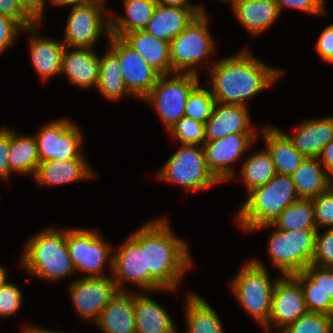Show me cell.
Masks as SVG:
<instances>
[{
    "label": "cell",
    "mask_w": 333,
    "mask_h": 333,
    "mask_svg": "<svg viewBox=\"0 0 333 333\" xmlns=\"http://www.w3.org/2000/svg\"><path fill=\"white\" fill-rule=\"evenodd\" d=\"M207 67L215 101L239 106H246L248 99L268 88L283 74L255 58L247 49Z\"/></svg>",
    "instance_id": "1"
},
{
    "label": "cell",
    "mask_w": 333,
    "mask_h": 333,
    "mask_svg": "<svg viewBox=\"0 0 333 333\" xmlns=\"http://www.w3.org/2000/svg\"><path fill=\"white\" fill-rule=\"evenodd\" d=\"M94 1H97V0H48V2L50 4L55 5V6L73 5L72 7L85 5V4L94 2Z\"/></svg>",
    "instance_id": "52"
},
{
    "label": "cell",
    "mask_w": 333,
    "mask_h": 333,
    "mask_svg": "<svg viewBox=\"0 0 333 333\" xmlns=\"http://www.w3.org/2000/svg\"><path fill=\"white\" fill-rule=\"evenodd\" d=\"M173 74V78L171 74L160 75L156 84L142 99L156 108L167 129L185 116V104L190 92L199 84L198 74Z\"/></svg>",
    "instance_id": "9"
},
{
    "label": "cell",
    "mask_w": 333,
    "mask_h": 333,
    "mask_svg": "<svg viewBox=\"0 0 333 333\" xmlns=\"http://www.w3.org/2000/svg\"><path fill=\"white\" fill-rule=\"evenodd\" d=\"M108 38L109 49L119 58L126 88L132 96L143 99L161 74L120 37L109 35Z\"/></svg>",
    "instance_id": "16"
},
{
    "label": "cell",
    "mask_w": 333,
    "mask_h": 333,
    "mask_svg": "<svg viewBox=\"0 0 333 333\" xmlns=\"http://www.w3.org/2000/svg\"><path fill=\"white\" fill-rule=\"evenodd\" d=\"M40 162L48 160L86 159L81 151L83 135L68 119L54 120L35 136Z\"/></svg>",
    "instance_id": "13"
},
{
    "label": "cell",
    "mask_w": 333,
    "mask_h": 333,
    "mask_svg": "<svg viewBox=\"0 0 333 333\" xmlns=\"http://www.w3.org/2000/svg\"><path fill=\"white\" fill-rule=\"evenodd\" d=\"M312 265L333 268V229H327L322 234L319 230L315 236V251Z\"/></svg>",
    "instance_id": "41"
},
{
    "label": "cell",
    "mask_w": 333,
    "mask_h": 333,
    "mask_svg": "<svg viewBox=\"0 0 333 333\" xmlns=\"http://www.w3.org/2000/svg\"><path fill=\"white\" fill-rule=\"evenodd\" d=\"M286 135L305 158H318L323 147L333 141V116L307 120L292 137Z\"/></svg>",
    "instance_id": "23"
},
{
    "label": "cell",
    "mask_w": 333,
    "mask_h": 333,
    "mask_svg": "<svg viewBox=\"0 0 333 333\" xmlns=\"http://www.w3.org/2000/svg\"><path fill=\"white\" fill-rule=\"evenodd\" d=\"M167 218L145 223V270L149 291H175L193 265L187 243L176 236Z\"/></svg>",
    "instance_id": "2"
},
{
    "label": "cell",
    "mask_w": 333,
    "mask_h": 333,
    "mask_svg": "<svg viewBox=\"0 0 333 333\" xmlns=\"http://www.w3.org/2000/svg\"><path fill=\"white\" fill-rule=\"evenodd\" d=\"M65 47L62 55L61 74L67 76L69 83L79 88L97 87L100 74V56L92 48H79L70 52Z\"/></svg>",
    "instance_id": "19"
},
{
    "label": "cell",
    "mask_w": 333,
    "mask_h": 333,
    "mask_svg": "<svg viewBox=\"0 0 333 333\" xmlns=\"http://www.w3.org/2000/svg\"><path fill=\"white\" fill-rule=\"evenodd\" d=\"M267 151L274 163L275 171L290 176L304 161L305 157L294 147L286 133L274 127L262 130Z\"/></svg>",
    "instance_id": "27"
},
{
    "label": "cell",
    "mask_w": 333,
    "mask_h": 333,
    "mask_svg": "<svg viewBox=\"0 0 333 333\" xmlns=\"http://www.w3.org/2000/svg\"><path fill=\"white\" fill-rule=\"evenodd\" d=\"M307 312L300 283L292 275L282 276L276 279L271 311L268 322L263 326L264 331L269 333L274 324L279 328L275 333H281Z\"/></svg>",
    "instance_id": "15"
},
{
    "label": "cell",
    "mask_w": 333,
    "mask_h": 333,
    "mask_svg": "<svg viewBox=\"0 0 333 333\" xmlns=\"http://www.w3.org/2000/svg\"><path fill=\"white\" fill-rule=\"evenodd\" d=\"M241 166L240 172L247 193L266 185L276 174L271 155L266 148L249 156Z\"/></svg>",
    "instance_id": "35"
},
{
    "label": "cell",
    "mask_w": 333,
    "mask_h": 333,
    "mask_svg": "<svg viewBox=\"0 0 333 333\" xmlns=\"http://www.w3.org/2000/svg\"><path fill=\"white\" fill-rule=\"evenodd\" d=\"M103 239L92 230H66V246L75 271L87 273L84 277H104L106 262L113 270V255L110 256L112 247Z\"/></svg>",
    "instance_id": "10"
},
{
    "label": "cell",
    "mask_w": 333,
    "mask_h": 333,
    "mask_svg": "<svg viewBox=\"0 0 333 333\" xmlns=\"http://www.w3.org/2000/svg\"><path fill=\"white\" fill-rule=\"evenodd\" d=\"M211 90L198 84L191 92L185 104V116L205 123L211 116L215 105Z\"/></svg>",
    "instance_id": "36"
},
{
    "label": "cell",
    "mask_w": 333,
    "mask_h": 333,
    "mask_svg": "<svg viewBox=\"0 0 333 333\" xmlns=\"http://www.w3.org/2000/svg\"><path fill=\"white\" fill-rule=\"evenodd\" d=\"M24 27L16 20L0 14V53L7 49Z\"/></svg>",
    "instance_id": "45"
},
{
    "label": "cell",
    "mask_w": 333,
    "mask_h": 333,
    "mask_svg": "<svg viewBox=\"0 0 333 333\" xmlns=\"http://www.w3.org/2000/svg\"><path fill=\"white\" fill-rule=\"evenodd\" d=\"M317 158H305L290 175L300 199H313L327 190L332 181Z\"/></svg>",
    "instance_id": "30"
},
{
    "label": "cell",
    "mask_w": 333,
    "mask_h": 333,
    "mask_svg": "<svg viewBox=\"0 0 333 333\" xmlns=\"http://www.w3.org/2000/svg\"><path fill=\"white\" fill-rule=\"evenodd\" d=\"M247 195L237 213L238 224L246 232L272 224L285 208L300 199L291 176L279 173L266 185L250 191Z\"/></svg>",
    "instance_id": "4"
},
{
    "label": "cell",
    "mask_w": 333,
    "mask_h": 333,
    "mask_svg": "<svg viewBox=\"0 0 333 333\" xmlns=\"http://www.w3.org/2000/svg\"><path fill=\"white\" fill-rule=\"evenodd\" d=\"M180 147L159 170L158 179L196 192L220 183L209 171L202 146Z\"/></svg>",
    "instance_id": "8"
},
{
    "label": "cell",
    "mask_w": 333,
    "mask_h": 333,
    "mask_svg": "<svg viewBox=\"0 0 333 333\" xmlns=\"http://www.w3.org/2000/svg\"><path fill=\"white\" fill-rule=\"evenodd\" d=\"M322 166H324V170L328 173V178L333 181V141H330L326 146L323 147L319 157L317 158Z\"/></svg>",
    "instance_id": "50"
},
{
    "label": "cell",
    "mask_w": 333,
    "mask_h": 333,
    "mask_svg": "<svg viewBox=\"0 0 333 333\" xmlns=\"http://www.w3.org/2000/svg\"><path fill=\"white\" fill-rule=\"evenodd\" d=\"M257 133H234L202 145L209 171L221 183L235 178L233 163L253 144Z\"/></svg>",
    "instance_id": "14"
},
{
    "label": "cell",
    "mask_w": 333,
    "mask_h": 333,
    "mask_svg": "<svg viewBox=\"0 0 333 333\" xmlns=\"http://www.w3.org/2000/svg\"><path fill=\"white\" fill-rule=\"evenodd\" d=\"M40 22H36L24 29L30 34L29 50L33 67L45 82L53 75L61 74L62 55L65 49L63 43L50 38L37 36V27Z\"/></svg>",
    "instance_id": "20"
},
{
    "label": "cell",
    "mask_w": 333,
    "mask_h": 333,
    "mask_svg": "<svg viewBox=\"0 0 333 333\" xmlns=\"http://www.w3.org/2000/svg\"><path fill=\"white\" fill-rule=\"evenodd\" d=\"M0 14L18 21L24 28L36 23L17 0H0Z\"/></svg>",
    "instance_id": "46"
},
{
    "label": "cell",
    "mask_w": 333,
    "mask_h": 333,
    "mask_svg": "<svg viewBox=\"0 0 333 333\" xmlns=\"http://www.w3.org/2000/svg\"><path fill=\"white\" fill-rule=\"evenodd\" d=\"M46 0H17L19 5L36 21L42 22Z\"/></svg>",
    "instance_id": "49"
},
{
    "label": "cell",
    "mask_w": 333,
    "mask_h": 333,
    "mask_svg": "<svg viewBox=\"0 0 333 333\" xmlns=\"http://www.w3.org/2000/svg\"><path fill=\"white\" fill-rule=\"evenodd\" d=\"M314 48L323 61L333 63V24L324 28Z\"/></svg>",
    "instance_id": "48"
},
{
    "label": "cell",
    "mask_w": 333,
    "mask_h": 333,
    "mask_svg": "<svg viewBox=\"0 0 333 333\" xmlns=\"http://www.w3.org/2000/svg\"><path fill=\"white\" fill-rule=\"evenodd\" d=\"M303 272L312 280V289H320L333 301V268L310 264Z\"/></svg>",
    "instance_id": "43"
},
{
    "label": "cell",
    "mask_w": 333,
    "mask_h": 333,
    "mask_svg": "<svg viewBox=\"0 0 333 333\" xmlns=\"http://www.w3.org/2000/svg\"><path fill=\"white\" fill-rule=\"evenodd\" d=\"M23 297L19 287L10 282H6L0 287V317H9L21 307Z\"/></svg>",
    "instance_id": "42"
},
{
    "label": "cell",
    "mask_w": 333,
    "mask_h": 333,
    "mask_svg": "<svg viewBox=\"0 0 333 333\" xmlns=\"http://www.w3.org/2000/svg\"><path fill=\"white\" fill-rule=\"evenodd\" d=\"M316 232L317 229L285 231L275 227L268 240V254L282 276L302 272L312 263Z\"/></svg>",
    "instance_id": "6"
},
{
    "label": "cell",
    "mask_w": 333,
    "mask_h": 333,
    "mask_svg": "<svg viewBox=\"0 0 333 333\" xmlns=\"http://www.w3.org/2000/svg\"><path fill=\"white\" fill-rule=\"evenodd\" d=\"M103 333H136L134 292L117 291L96 322Z\"/></svg>",
    "instance_id": "21"
},
{
    "label": "cell",
    "mask_w": 333,
    "mask_h": 333,
    "mask_svg": "<svg viewBox=\"0 0 333 333\" xmlns=\"http://www.w3.org/2000/svg\"><path fill=\"white\" fill-rule=\"evenodd\" d=\"M248 112L247 106L215 102L210 118L204 123L205 141L222 139L234 133H257Z\"/></svg>",
    "instance_id": "18"
},
{
    "label": "cell",
    "mask_w": 333,
    "mask_h": 333,
    "mask_svg": "<svg viewBox=\"0 0 333 333\" xmlns=\"http://www.w3.org/2000/svg\"><path fill=\"white\" fill-rule=\"evenodd\" d=\"M126 16L110 17V35L122 37L123 35L145 30L153 17L156 0H124Z\"/></svg>",
    "instance_id": "29"
},
{
    "label": "cell",
    "mask_w": 333,
    "mask_h": 333,
    "mask_svg": "<svg viewBox=\"0 0 333 333\" xmlns=\"http://www.w3.org/2000/svg\"><path fill=\"white\" fill-rule=\"evenodd\" d=\"M206 14L197 15L191 23L169 43L170 62L174 72L197 73V65L215 50Z\"/></svg>",
    "instance_id": "7"
},
{
    "label": "cell",
    "mask_w": 333,
    "mask_h": 333,
    "mask_svg": "<svg viewBox=\"0 0 333 333\" xmlns=\"http://www.w3.org/2000/svg\"><path fill=\"white\" fill-rule=\"evenodd\" d=\"M8 161L12 173L31 174L34 177L40 164L34 135H18L10 130Z\"/></svg>",
    "instance_id": "31"
},
{
    "label": "cell",
    "mask_w": 333,
    "mask_h": 333,
    "mask_svg": "<svg viewBox=\"0 0 333 333\" xmlns=\"http://www.w3.org/2000/svg\"><path fill=\"white\" fill-rule=\"evenodd\" d=\"M229 283L236 301L263 327L268 322L276 284L267 267L256 258L250 259Z\"/></svg>",
    "instance_id": "5"
},
{
    "label": "cell",
    "mask_w": 333,
    "mask_h": 333,
    "mask_svg": "<svg viewBox=\"0 0 333 333\" xmlns=\"http://www.w3.org/2000/svg\"><path fill=\"white\" fill-rule=\"evenodd\" d=\"M317 230L320 226L333 229V186L312 199Z\"/></svg>",
    "instance_id": "40"
},
{
    "label": "cell",
    "mask_w": 333,
    "mask_h": 333,
    "mask_svg": "<svg viewBox=\"0 0 333 333\" xmlns=\"http://www.w3.org/2000/svg\"><path fill=\"white\" fill-rule=\"evenodd\" d=\"M20 264L35 277L56 281L75 273L66 246V230L48 228L27 241Z\"/></svg>",
    "instance_id": "3"
},
{
    "label": "cell",
    "mask_w": 333,
    "mask_h": 333,
    "mask_svg": "<svg viewBox=\"0 0 333 333\" xmlns=\"http://www.w3.org/2000/svg\"><path fill=\"white\" fill-rule=\"evenodd\" d=\"M270 226L285 231L317 229L312 199H299L285 208L272 224H265L254 230L268 228Z\"/></svg>",
    "instance_id": "34"
},
{
    "label": "cell",
    "mask_w": 333,
    "mask_h": 333,
    "mask_svg": "<svg viewBox=\"0 0 333 333\" xmlns=\"http://www.w3.org/2000/svg\"><path fill=\"white\" fill-rule=\"evenodd\" d=\"M7 276L5 268L0 265V287L8 281Z\"/></svg>",
    "instance_id": "54"
},
{
    "label": "cell",
    "mask_w": 333,
    "mask_h": 333,
    "mask_svg": "<svg viewBox=\"0 0 333 333\" xmlns=\"http://www.w3.org/2000/svg\"><path fill=\"white\" fill-rule=\"evenodd\" d=\"M105 2L97 0L72 7L67 18L64 41H61L65 47L93 48L102 33L110 35V15L106 17L104 14L105 11L109 14L110 10L105 9Z\"/></svg>",
    "instance_id": "11"
},
{
    "label": "cell",
    "mask_w": 333,
    "mask_h": 333,
    "mask_svg": "<svg viewBox=\"0 0 333 333\" xmlns=\"http://www.w3.org/2000/svg\"><path fill=\"white\" fill-rule=\"evenodd\" d=\"M301 285L308 312L333 316V301L320 289H312V280L302 271L292 275Z\"/></svg>",
    "instance_id": "37"
},
{
    "label": "cell",
    "mask_w": 333,
    "mask_h": 333,
    "mask_svg": "<svg viewBox=\"0 0 333 333\" xmlns=\"http://www.w3.org/2000/svg\"><path fill=\"white\" fill-rule=\"evenodd\" d=\"M197 15H200L198 8L165 7L157 4L145 30L170 43Z\"/></svg>",
    "instance_id": "25"
},
{
    "label": "cell",
    "mask_w": 333,
    "mask_h": 333,
    "mask_svg": "<svg viewBox=\"0 0 333 333\" xmlns=\"http://www.w3.org/2000/svg\"><path fill=\"white\" fill-rule=\"evenodd\" d=\"M333 316L307 312L281 333H332Z\"/></svg>",
    "instance_id": "38"
},
{
    "label": "cell",
    "mask_w": 333,
    "mask_h": 333,
    "mask_svg": "<svg viewBox=\"0 0 333 333\" xmlns=\"http://www.w3.org/2000/svg\"><path fill=\"white\" fill-rule=\"evenodd\" d=\"M121 39L161 75L173 74L168 42L156 38L146 30L129 32Z\"/></svg>",
    "instance_id": "24"
},
{
    "label": "cell",
    "mask_w": 333,
    "mask_h": 333,
    "mask_svg": "<svg viewBox=\"0 0 333 333\" xmlns=\"http://www.w3.org/2000/svg\"><path fill=\"white\" fill-rule=\"evenodd\" d=\"M100 74L96 89L108 100H117L125 95L131 96L125 86L119 58L107 48V52L100 57Z\"/></svg>",
    "instance_id": "33"
},
{
    "label": "cell",
    "mask_w": 333,
    "mask_h": 333,
    "mask_svg": "<svg viewBox=\"0 0 333 333\" xmlns=\"http://www.w3.org/2000/svg\"><path fill=\"white\" fill-rule=\"evenodd\" d=\"M169 134L177 140L181 141V145H203L205 142L204 123L182 117L171 128L168 129Z\"/></svg>",
    "instance_id": "39"
},
{
    "label": "cell",
    "mask_w": 333,
    "mask_h": 333,
    "mask_svg": "<svg viewBox=\"0 0 333 333\" xmlns=\"http://www.w3.org/2000/svg\"><path fill=\"white\" fill-rule=\"evenodd\" d=\"M232 8L242 26L253 36L269 29L281 14L274 0H236Z\"/></svg>",
    "instance_id": "26"
},
{
    "label": "cell",
    "mask_w": 333,
    "mask_h": 333,
    "mask_svg": "<svg viewBox=\"0 0 333 333\" xmlns=\"http://www.w3.org/2000/svg\"><path fill=\"white\" fill-rule=\"evenodd\" d=\"M10 149V129L2 127L0 129V178L8 182L10 175L13 173L10 170L8 161V152Z\"/></svg>",
    "instance_id": "47"
},
{
    "label": "cell",
    "mask_w": 333,
    "mask_h": 333,
    "mask_svg": "<svg viewBox=\"0 0 333 333\" xmlns=\"http://www.w3.org/2000/svg\"><path fill=\"white\" fill-rule=\"evenodd\" d=\"M136 333H176L175 323L169 313L157 302L134 293Z\"/></svg>",
    "instance_id": "28"
},
{
    "label": "cell",
    "mask_w": 333,
    "mask_h": 333,
    "mask_svg": "<svg viewBox=\"0 0 333 333\" xmlns=\"http://www.w3.org/2000/svg\"><path fill=\"white\" fill-rule=\"evenodd\" d=\"M23 332L24 333H67V332H59V331H51L48 329H43V328H39V327H35V326H27L25 328H23Z\"/></svg>",
    "instance_id": "53"
},
{
    "label": "cell",
    "mask_w": 333,
    "mask_h": 333,
    "mask_svg": "<svg viewBox=\"0 0 333 333\" xmlns=\"http://www.w3.org/2000/svg\"><path fill=\"white\" fill-rule=\"evenodd\" d=\"M111 254L112 277L118 291H126L123 284L130 282L149 292V270H145V224L130 234Z\"/></svg>",
    "instance_id": "12"
},
{
    "label": "cell",
    "mask_w": 333,
    "mask_h": 333,
    "mask_svg": "<svg viewBox=\"0 0 333 333\" xmlns=\"http://www.w3.org/2000/svg\"><path fill=\"white\" fill-rule=\"evenodd\" d=\"M279 8L280 13L285 7L301 10L306 13L316 14L319 16L327 15L324 0H274Z\"/></svg>",
    "instance_id": "44"
},
{
    "label": "cell",
    "mask_w": 333,
    "mask_h": 333,
    "mask_svg": "<svg viewBox=\"0 0 333 333\" xmlns=\"http://www.w3.org/2000/svg\"><path fill=\"white\" fill-rule=\"evenodd\" d=\"M70 298L79 316L97 322L101 311L117 293L113 277H82L72 281Z\"/></svg>",
    "instance_id": "17"
},
{
    "label": "cell",
    "mask_w": 333,
    "mask_h": 333,
    "mask_svg": "<svg viewBox=\"0 0 333 333\" xmlns=\"http://www.w3.org/2000/svg\"><path fill=\"white\" fill-rule=\"evenodd\" d=\"M158 5L165 7H179V8H198L199 14H205V8L203 5L190 4L189 0H156Z\"/></svg>",
    "instance_id": "51"
},
{
    "label": "cell",
    "mask_w": 333,
    "mask_h": 333,
    "mask_svg": "<svg viewBox=\"0 0 333 333\" xmlns=\"http://www.w3.org/2000/svg\"><path fill=\"white\" fill-rule=\"evenodd\" d=\"M95 175L85 159L48 160L40 162L35 173L39 185H64Z\"/></svg>",
    "instance_id": "22"
},
{
    "label": "cell",
    "mask_w": 333,
    "mask_h": 333,
    "mask_svg": "<svg viewBox=\"0 0 333 333\" xmlns=\"http://www.w3.org/2000/svg\"><path fill=\"white\" fill-rule=\"evenodd\" d=\"M222 1H223V0H222ZM224 1H225V2H226V1H229L230 4H232V7H233V5H234V3H235L236 0H224Z\"/></svg>",
    "instance_id": "55"
},
{
    "label": "cell",
    "mask_w": 333,
    "mask_h": 333,
    "mask_svg": "<svg viewBox=\"0 0 333 333\" xmlns=\"http://www.w3.org/2000/svg\"><path fill=\"white\" fill-rule=\"evenodd\" d=\"M185 333H224L220 318L215 310L197 294L186 296Z\"/></svg>",
    "instance_id": "32"
}]
</instances>
